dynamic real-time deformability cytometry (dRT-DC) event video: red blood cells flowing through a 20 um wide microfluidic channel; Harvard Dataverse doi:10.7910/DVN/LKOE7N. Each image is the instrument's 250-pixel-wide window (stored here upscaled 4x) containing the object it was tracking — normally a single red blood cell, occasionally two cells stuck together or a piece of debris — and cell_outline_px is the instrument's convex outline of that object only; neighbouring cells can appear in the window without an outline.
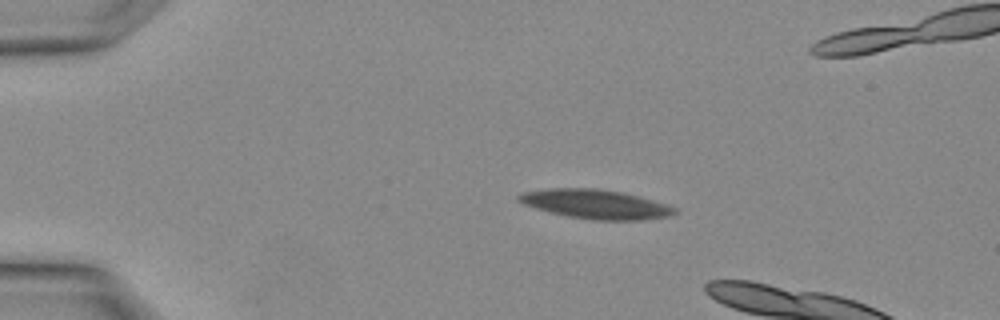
{"species": "Egyptian fruit bat (a non-hibernating species)", "species_latin": "Rousettus aegyptiacus", "temperature_condition": "warm", "stored_images_in_passage": 4, "camera_frame_rate_fps": 3000, "um_per_image_px": 0.085, "animal": {"sex": "female"}, "frame": {"image": 1, "passage_image": 2, "time_ms": 0.333, "image_size_px": [1000, 320], "cell_outline_px": [[676, 212], [668, 216], [644, 220], [596, 220], [568, 216], [536, 208], [524, 204], [516, 200], [516, 196], [520, 192], [548, 188], [596, 188], [620, 192], [668, 204], [676, 208]], "centroid_in_image_um": [50.59, 17.34], "position_along_channel_um": 34.4, "area_um2": 26.36}}